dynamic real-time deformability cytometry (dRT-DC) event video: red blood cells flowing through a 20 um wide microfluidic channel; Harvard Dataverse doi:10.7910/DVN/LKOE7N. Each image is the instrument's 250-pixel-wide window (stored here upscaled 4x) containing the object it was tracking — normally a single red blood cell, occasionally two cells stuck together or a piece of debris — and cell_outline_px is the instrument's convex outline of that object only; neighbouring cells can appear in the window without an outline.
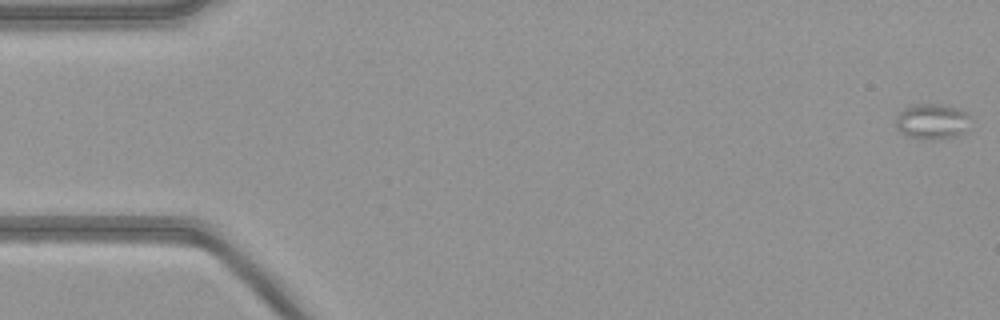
{"species": "common noctule bat (a hibernating species)", "species_latin": "Nyctalus noctula", "temperature_condition": "warm", "stored_images_in_passage": 54, "camera_frame_rate_fps": 3000, "um_per_image_px": 0.085, "animal": {"sex": "female", "body_mass_g": 21.9}, "frame": {"image": 1, "passage_image": 1, "time_ms": 0.0, "image_size_px": [1000, 320], "cell_outline_px": [[972, 116], [968, 132], [964, 136], [928, 140], [908, 136], [900, 132], [896, 128], [896, 120], [900, 112], [904, 108], [912, 104], [940, 104], [960, 108], [968, 112]], "centroid_in_image_um": [79.33, 10.33], "position_along_channel_um": 5.7, "area_um2": 16.13}}
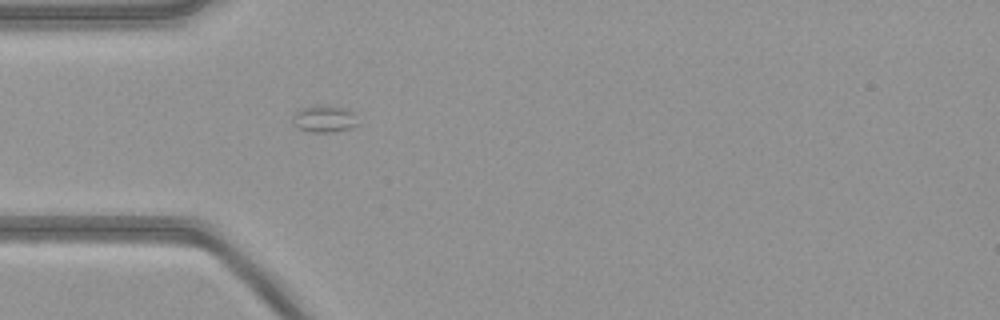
{"frame": {"image": 2, "passage_image": 16, "time_ms": 5.0, "image_size_px": [1000, 320], "cell_outline_px": [[356, 124], [348, 128], [332, 132], [312, 132], [300, 128], [292, 120], [292, 116], [300, 108], [316, 104], [324, 104], [344, 108], [352, 112]], "centroid_in_image_um": [27.5, 10.07], "position_along_channel_um": 57.5, "area_um2": 10.0}}
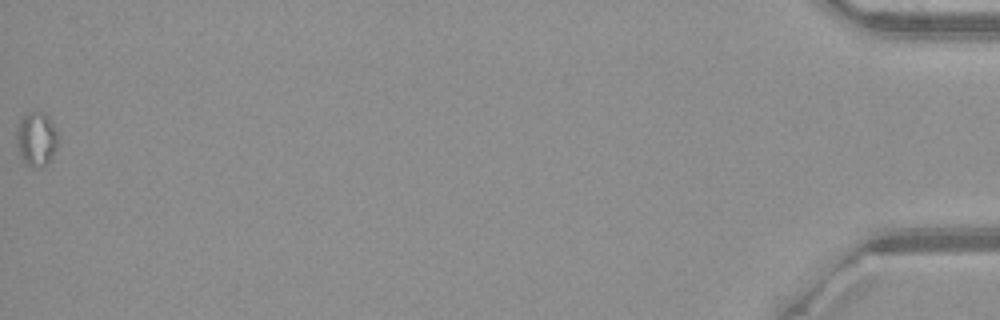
{"frame": {"image": 3, "passage_image": 54, "time_ms": 17.667, "image_size_px": [1000, 320], "cell_outline_px": [[60, 136], [56, 148], [48, 164], [24, 164], [20, 156], [16, 144], [16, 128], [20, 120], [28, 112], [44, 112], [48, 116]], "centroid_in_image_um": [3.09, 11.77], "position_along_channel_um": 432.1, "area_um2": 13.06}}